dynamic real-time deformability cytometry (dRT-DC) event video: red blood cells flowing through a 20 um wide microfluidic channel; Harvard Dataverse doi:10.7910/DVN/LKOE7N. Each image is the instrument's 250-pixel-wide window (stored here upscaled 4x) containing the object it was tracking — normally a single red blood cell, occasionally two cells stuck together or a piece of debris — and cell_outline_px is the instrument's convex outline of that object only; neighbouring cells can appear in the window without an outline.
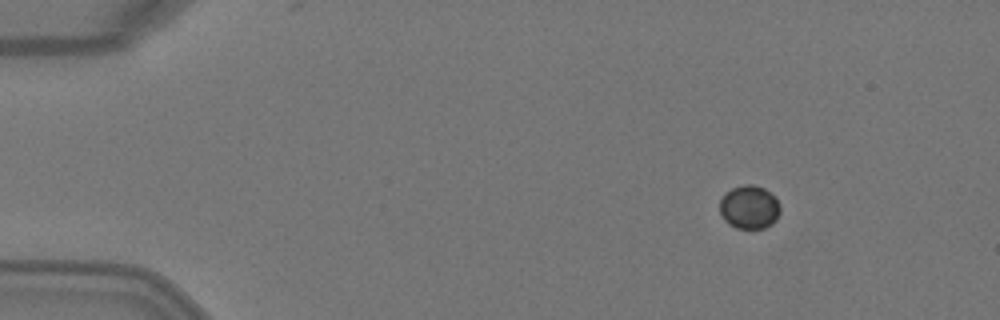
{"species": "Egyptian fruit bat (a non-hibernating species)", "species_latin": "Rousettus aegyptiacus", "temperature_condition": "warm", "stored_images_in_passage": 3, "camera_frame_rate_fps": 3000, "um_per_image_px": 0.085, "animal": {"sex": "female"}, "frame": {"image": 1, "passage_image": 1, "time_ms": 0.0, "image_size_px": [1000, 320], "cell_outline_px": [[780, 212], [776, 220], [772, 224], [764, 228], [736, 228], [728, 224], [724, 220], [720, 212], [720, 200], [724, 192], [732, 188], [744, 184], [752, 184], [764, 188], [776, 196], [780, 204]], "centroid_in_image_um": [63.7, 17.59], "position_along_channel_um": 21.3, "area_um2": 15.61}}